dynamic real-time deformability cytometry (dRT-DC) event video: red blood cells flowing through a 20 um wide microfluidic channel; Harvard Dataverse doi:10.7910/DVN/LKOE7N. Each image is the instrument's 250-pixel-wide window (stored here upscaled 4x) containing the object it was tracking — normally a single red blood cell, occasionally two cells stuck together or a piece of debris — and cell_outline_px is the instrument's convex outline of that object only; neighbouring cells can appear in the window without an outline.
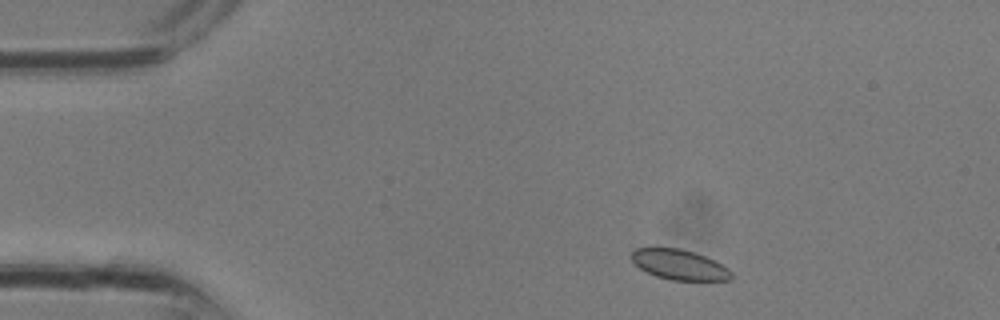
{"species": "common noctule bat (a hibernating species)", "species_latin": "Nyctalus noctula", "temperature_condition": "room temperature", "stored_images_in_passage": 28, "camera_frame_rate_fps": 3000, "um_per_image_px": 0.085, "animal": {"sex": "male", "body_mass_g": 13.3}, "frame": {"image": 1, "passage_image": 2, "time_ms": 0.333, "image_size_px": [1000, 320], "cell_outline_px": [[732, 276], [728, 280], [672, 280], [656, 276], [640, 268], [632, 260], [632, 252], [636, 248], [656, 244], [680, 248], [696, 252], [728, 268], [732, 272]], "centroid_in_image_um": [57.68, 22.44], "position_along_channel_um": 27.3, "area_um2": 17.92}}
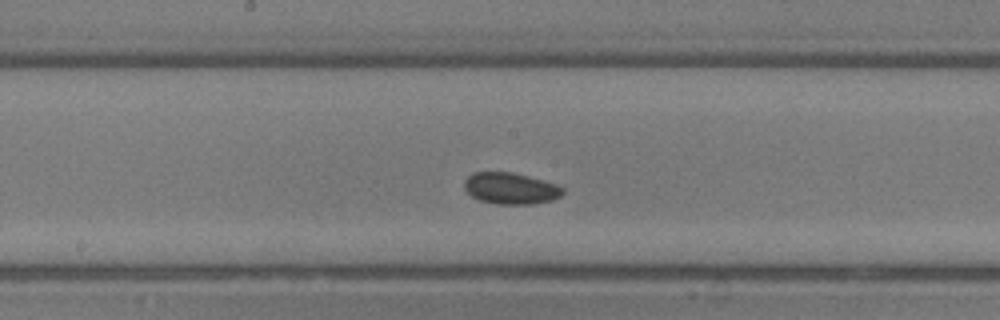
{"frame": {"image": 2, "passage_image": 13, "time_ms": 4.0, "image_size_px": [1000, 320], "cell_outline_px": [[564, 192], [560, 196], [552, 200], [532, 204], [496, 204], [480, 200], [472, 196], [464, 188], [464, 180], [472, 172], [512, 172], [528, 176], [556, 184], [564, 188]], "centroid_in_image_um": [43.39, 16.01], "position_along_channel_um": 204.8, "area_um2": 18.03}}
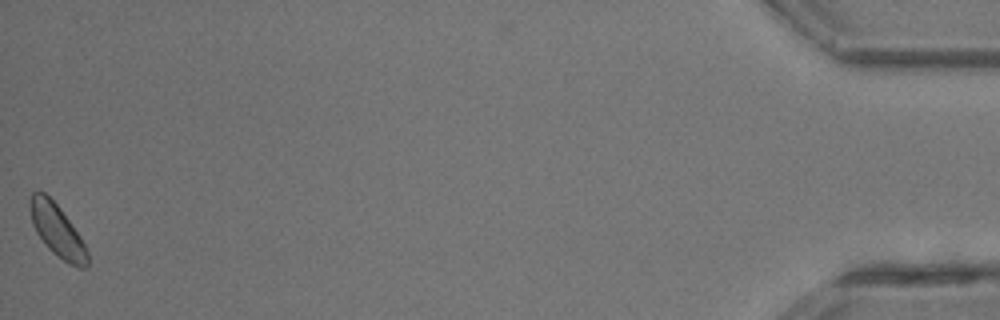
{"frame": {"image": 3, "passage_image": 28, "time_ms": 9.0, "image_size_px": [1000, 320], "cell_outline_px": [[88, 268], [76, 268], [52, 252], [48, 248], [36, 232], [32, 224], [28, 208], [28, 204], [32, 192], [44, 192], [60, 208], [80, 236], [88, 252]], "centroid_in_image_um": [4.84, 19.6], "position_along_channel_um": 430.4, "area_um2": 17.51}}